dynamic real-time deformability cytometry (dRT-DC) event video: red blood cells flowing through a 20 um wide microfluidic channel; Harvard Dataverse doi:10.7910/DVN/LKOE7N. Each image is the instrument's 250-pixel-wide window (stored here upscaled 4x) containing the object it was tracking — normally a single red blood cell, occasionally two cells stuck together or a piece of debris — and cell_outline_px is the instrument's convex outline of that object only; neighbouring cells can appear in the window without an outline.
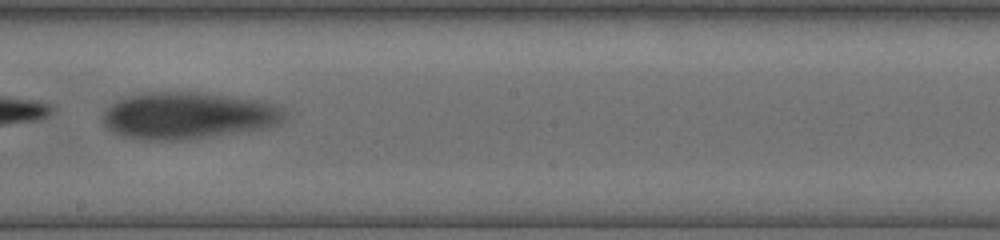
{"species": "human", "species_latin": "Homo sapiens", "temperature_condition": "cold", "stored_images_in_passage": 27, "camera_frame_rate_fps": 3000, "um_per_image_px": 0.085, "donor": {"sex": "female"}, "frame": {"image": 1, "passage_image": 12, "time_ms": 5.333, "image_size_px": [1000, 240], "cell_outline_px": [[288, 116], [280, 124], [264, 128], [184, 140], [148, 140], [124, 136], [108, 128], [104, 124], [104, 112], [116, 100], [128, 96], [152, 92], [200, 92], [264, 100], [280, 104]], "centroid_in_image_um": [16.08, 9.81], "position_along_channel_um": 232.1, "area_um2": 49.77}}
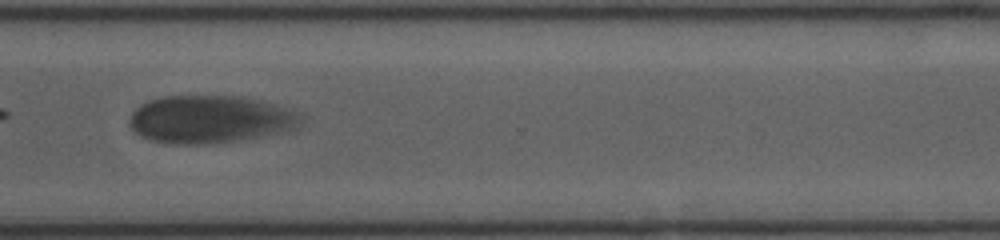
{"frame": {"image": 2, "passage_image": 18, "time_ms": 8.333, "image_size_px": [1000, 240], "cell_outline_px": [[304, 120], [300, 128], [296, 132], [212, 144], [184, 144], [152, 140], [140, 136], [128, 124], [128, 120], [132, 112], [140, 104], [148, 100], [164, 96], [236, 96], [276, 104], [292, 108], [304, 116]], "centroid_in_image_um": [17.99, 10.15], "position_along_channel_um": 352.6, "area_um2": 48.67}}
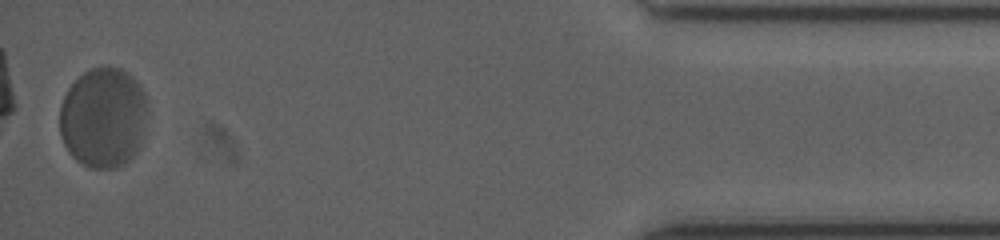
{"frame": {"image": 3, "passage_image": 27, "time_ms": 11.667, "image_size_px": [1000, 240], "cell_outline_px": [[148, 112], [144, 136], [136, 152], [124, 164], [116, 168], [88, 168], [76, 160], [68, 152], [60, 136], [60, 104], [68, 88], [84, 72], [92, 68], [104, 64], [120, 68], [128, 72], [140, 84], [148, 100]], "centroid_in_image_um": [8.81, 9.98], "position_along_channel_um": 426.4, "area_um2": 52.42}}